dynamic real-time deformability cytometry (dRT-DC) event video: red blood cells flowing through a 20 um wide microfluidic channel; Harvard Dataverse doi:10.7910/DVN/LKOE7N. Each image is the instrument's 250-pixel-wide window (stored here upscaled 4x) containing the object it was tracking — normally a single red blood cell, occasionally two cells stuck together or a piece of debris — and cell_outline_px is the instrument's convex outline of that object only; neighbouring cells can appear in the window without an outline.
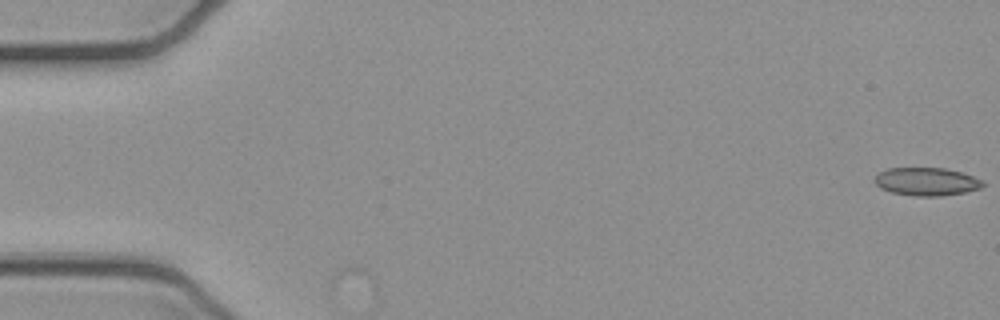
{"species": "common noctule bat (a hibernating species)", "species_latin": "Nyctalus noctula", "temperature_condition": "cold", "stored_images_in_passage": 6, "camera_frame_rate_fps": 3000, "um_per_image_px": 0.085, "animal": {"sex": "female", "body_mass_g": 21.9}, "frame": {"image": 1, "passage_image": 1, "time_ms": 0.0, "image_size_px": [1000, 320], "cell_outline_px": [[984, 184], [980, 188], [964, 192], [940, 196], [916, 196], [892, 192], [880, 188], [872, 180], [880, 172], [888, 168], [944, 168], [960, 172], [972, 176], [980, 180]], "centroid_in_image_um": [78.71, 15.43], "position_along_channel_um": 6.3, "area_um2": 17.46}}